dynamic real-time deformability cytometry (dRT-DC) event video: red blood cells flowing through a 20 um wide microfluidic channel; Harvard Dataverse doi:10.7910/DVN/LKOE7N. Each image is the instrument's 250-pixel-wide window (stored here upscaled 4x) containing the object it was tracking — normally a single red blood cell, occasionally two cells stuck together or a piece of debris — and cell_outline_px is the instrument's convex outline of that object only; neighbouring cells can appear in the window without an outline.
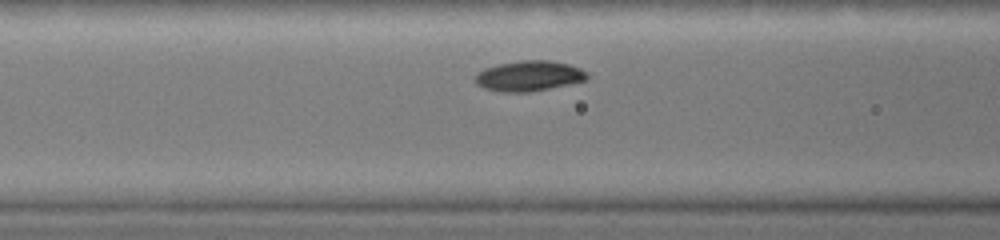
{"species": "common noctule bat (a hibernating species)", "species_latin": "Nyctalus noctula", "temperature_condition": "warm", "stored_images_in_passage": 5, "camera_frame_rate_fps": 3000, "um_per_image_px": 0.085, "animal": {"sex": "female", "body_mass_g": 19.0, "forearm_length_mm": 51.5}, "frame": {"image": 1, "passage_image": 4, "time_ms": 1.333, "image_size_px": [1000, 240], "cell_outline_px": [[588, 76], [584, 80], [532, 92], [500, 92], [484, 88], [476, 84], [476, 72], [484, 68], [496, 64], [520, 60], [548, 60], [568, 64], [580, 68], [588, 72]], "centroid_in_image_um": [44.92, 6.45], "position_along_channel_um": 121.7, "area_um2": 19.83}}